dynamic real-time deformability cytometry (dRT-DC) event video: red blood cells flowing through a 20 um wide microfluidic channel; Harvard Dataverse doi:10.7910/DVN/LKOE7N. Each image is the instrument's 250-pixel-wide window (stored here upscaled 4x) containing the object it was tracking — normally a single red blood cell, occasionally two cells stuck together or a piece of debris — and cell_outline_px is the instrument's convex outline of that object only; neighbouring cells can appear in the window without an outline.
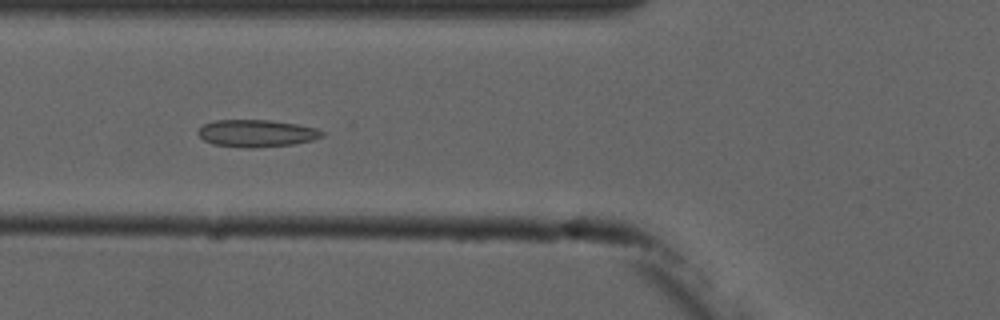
{"species": "common noctule bat (a hibernating species)", "species_latin": "Nyctalus noctula", "temperature_condition": "cold", "stored_images_in_passage": 9, "camera_frame_rate_fps": 3000, "um_per_image_px": 0.085, "animal": {"sex": "male", "forearm_length_mm": 52.5}, "frame": {"image": 1, "passage_image": 6, "time_ms": 5.333, "image_size_px": [1000, 320], "cell_outline_px": [[324, 136], [312, 140], [296, 144], [256, 148], [244, 148], [212, 144], [204, 140], [196, 132], [204, 124], [216, 120], [268, 120], [296, 124], [316, 128], [324, 132]], "centroid_in_image_um": [21.81, 11.34], "position_along_channel_um": 104.0, "area_um2": 19.77}}
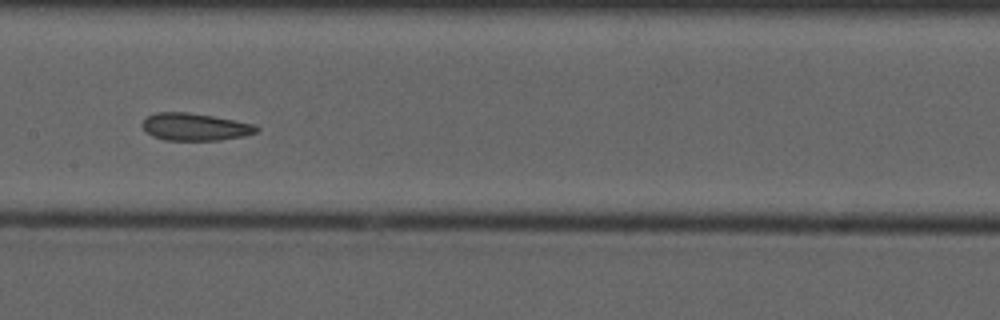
{"frame": {"image": 2, "passage_image": 8, "time_ms": 7.667, "image_size_px": [1000, 320], "cell_outline_px": [[260, 128], [256, 132], [244, 136], [220, 140], [164, 140], [152, 136], [144, 132], [140, 124], [148, 116], [156, 112], [188, 112], [212, 116], [256, 124]], "centroid_in_image_um": [16.54, 10.79], "position_along_channel_um": 190.9, "area_um2": 18.38}}
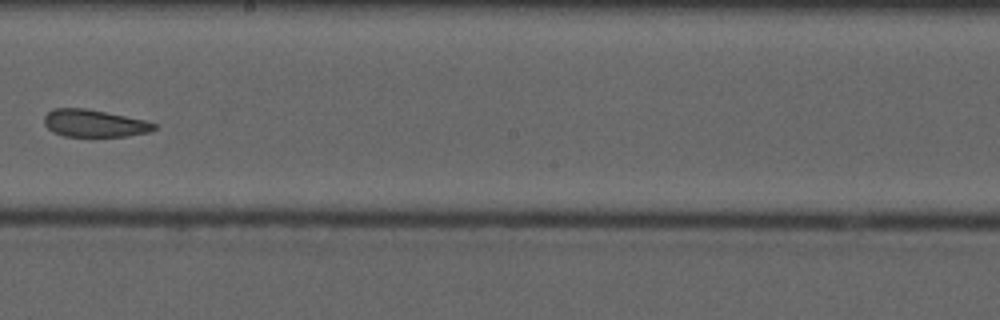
{"frame": {"image": 3, "passage_image": 9, "time_ms": 9.0, "image_size_px": [1000, 320], "cell_outline_px": [[156, 128], [148, 132], [128, 136], [64, 136], [52, 132], [44, 124], [44, 116], [48, 112], [56, 108], [84, 108], [144, 120], [156, 124]], "centroid_in_image_um": [7.98, 10.49], "position_along_channel_um": 240.2, "area_um2": 17.28}}